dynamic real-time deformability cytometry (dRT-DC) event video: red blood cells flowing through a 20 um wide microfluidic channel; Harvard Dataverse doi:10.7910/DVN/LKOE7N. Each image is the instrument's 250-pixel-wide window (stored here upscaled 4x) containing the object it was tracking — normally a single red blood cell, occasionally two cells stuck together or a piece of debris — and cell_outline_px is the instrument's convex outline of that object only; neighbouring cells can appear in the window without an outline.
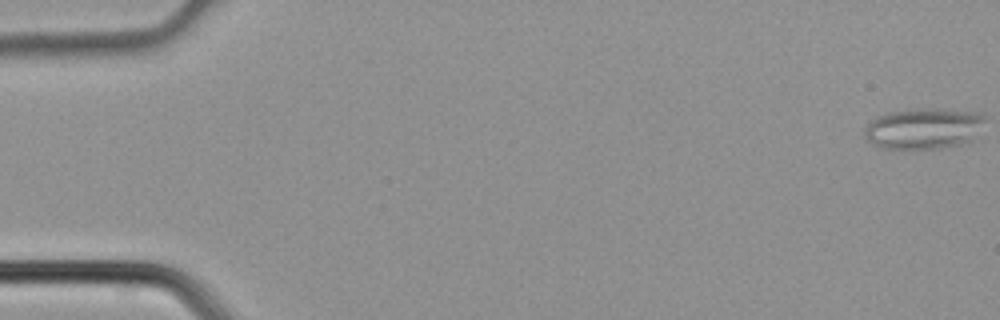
{"species": "common noctule bat (a hibernating species)", "species_latin": "Nyctalus noctula", "temperature_condition": "cold", "stored_images_in_passage": 4, "camera_frame_rate_fps": 3000, "um_per_image_px": 0.085, "animal": {"sex": "male", "body_mass_g": 21.5, "forearm_length_mm": 52.0}, "frame": {"image": 1, "passage_image": 1, "time_ms": 0.0, "image_size_px": [1000, 320], "cell_outline_px": [[984, 120], [972, 140], [960, 144], [940, 148], [880, 148], [872, 144], [864, 136], [864, 124], [876, 116], [888, 112], [916, 108], [936, 108], [972, 112], [984, 116]], "centroid_in_image_um": [78.42, 10.91], "position_along_channel_um": 6.6, "area_um2": 28.73}}